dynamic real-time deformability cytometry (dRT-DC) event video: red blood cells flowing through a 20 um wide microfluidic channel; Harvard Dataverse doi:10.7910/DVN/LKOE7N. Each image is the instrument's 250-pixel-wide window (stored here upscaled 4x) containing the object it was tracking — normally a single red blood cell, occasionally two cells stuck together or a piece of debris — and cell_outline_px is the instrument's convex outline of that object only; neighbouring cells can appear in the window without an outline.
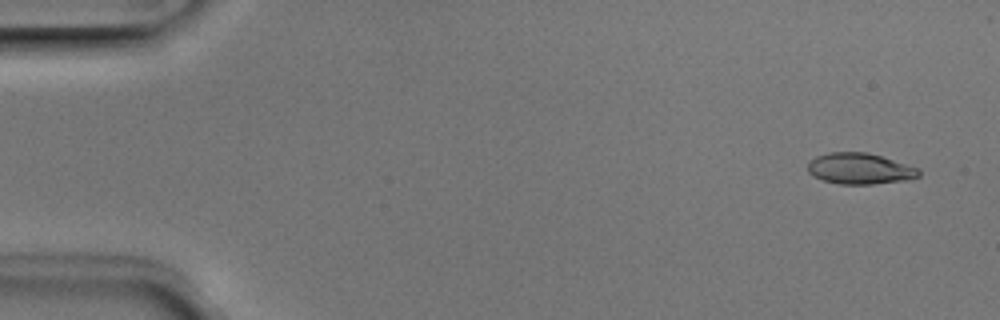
{"species": "Egyptian fruit bat (a non-hibernating species)", "species_latin": "Rousettus aegyptiacus", "temperature_condition": "room temperature", "stored_images_in_passage": 6, "camera_frame_rate_fps": 3000, "um_per_image_px": 0.085, "animal": {"sex": "male"}, "frame": {"image": 1, "passage_image": 1, "time_ms": 0.0, "image_size_px": [1000, 320], "cell_outline_px": [[920, 176], [904, 180], [872, 184], [840, 184], [824, 180], [808, 172], [808, 160], [816, 156], [828, 152], [864, 152], [880, 156], [920, 168]], "centroid_in_image_um": [73.07, 14.33], "position_along_channel_um": 11.9, "area_um2": 19.94}}
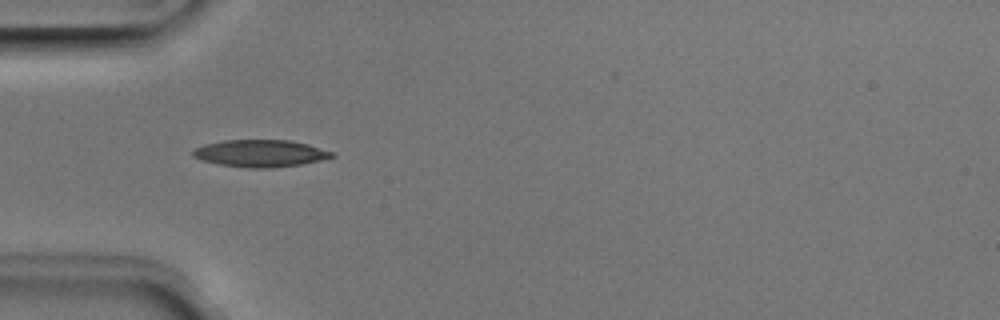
{"frame": {"image": 2, "passage_image": 4, "time_ms": 1.0, "image_size_px": [1000, 320], "cell_outline_px": [[336, 156], [320, 160], [300, 164], [272, 168], [248, 168], [220, 164], [204, 160], [192, 156], [192, 152], [196, 148], [204, 144], [224, 140], [288, 140], [308, 144], [332, 152]], "centroid_in_image_um": [22.13, 13.03], "position_along_channel_um": 62.9, "area_um2": 21.73}}
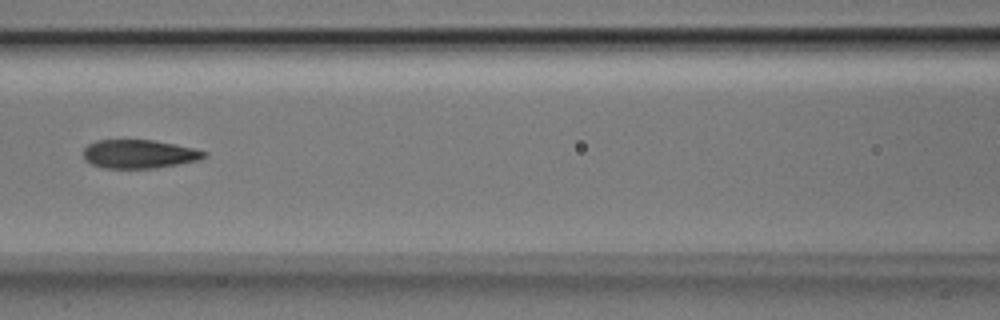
{"frame": {"image": 3, "passage_image": 6, "time_ms": 1.667, "image_size_px": [1000, 320], "cell_outline_px": [[208, 156], [200, 160], [156, 168], [104, 168], [92, 164], [84, 160], [84, 148], [88, 144], [96, 140], [152, 140], [192, 148], [208, 152]], "centroid_in_image_um": [11.82, 13.1], "position_along_channel_um": 154.8, "area_um2": 20.11}}